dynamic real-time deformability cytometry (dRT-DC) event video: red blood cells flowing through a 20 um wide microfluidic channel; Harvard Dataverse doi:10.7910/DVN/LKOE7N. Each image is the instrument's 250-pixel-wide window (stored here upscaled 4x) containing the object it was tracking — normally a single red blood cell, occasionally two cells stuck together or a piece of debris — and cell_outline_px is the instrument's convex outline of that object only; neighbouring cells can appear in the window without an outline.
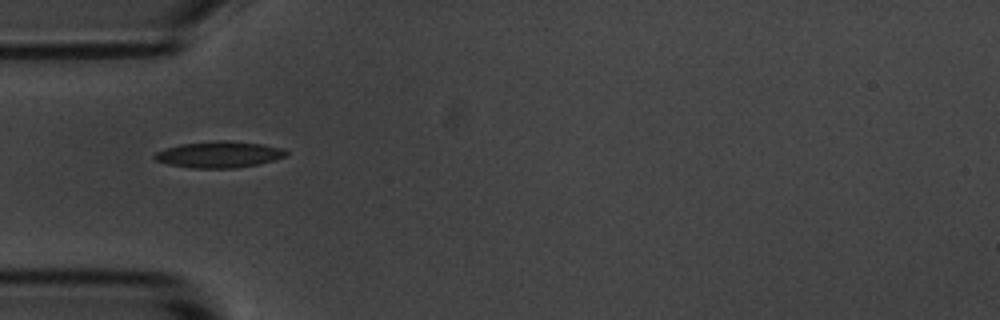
{"species": "common noctule bat (a hibernating species)", "species_latin": "Nyctalus noctula", "temperature_condition": "room temperature", "stored_images_in_passage": 10, "camera_frame_rate_fps": 3000, "um_per_image_px": 0.085, "animal": {"sex": "male", "body_mass_g": 20.1, "forearm_length_mm": 53.5}, "frame": {"image": 1, "passage_image": 5, "time_ms": 4.667, "image_size_px": [1000, 320], "cell_outline_px": [[288, 152], [284, 156], [260, 164], [236, 168], [192, 168], [168, 164], [156, 160], [152, 156], [156, 152], [164, 148], [180, 144], [220, 140], [228, 140], [260, 144], [284, 148]], "centroid_in_image_um": [18.59, 13.13], "position_along_channel_um": 66.4, "area_um2": 20.17}}
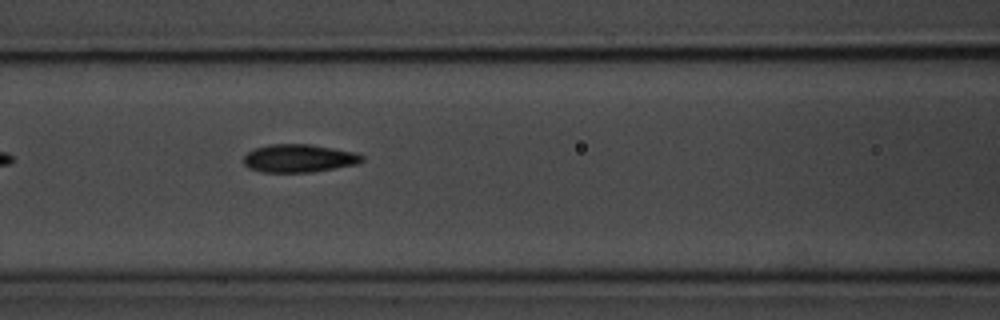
{"frame": {"image": 2, "passage_image": 7, "time_ms": 6.667, "image_size_px": [1000, 320], "cell_outline_px": [[364, 160], [356, 164], [312, 172], [264, 172], [248, 168], [244, 164], [244, 156], [248, 152], [256, 148], [268, 144], [312, 144], [356, 152], [364, 156]], "centroid_in_image_um": [25.42, 13.45], "position_along_channel_um": 141.2, "area_um2": 19.36}}